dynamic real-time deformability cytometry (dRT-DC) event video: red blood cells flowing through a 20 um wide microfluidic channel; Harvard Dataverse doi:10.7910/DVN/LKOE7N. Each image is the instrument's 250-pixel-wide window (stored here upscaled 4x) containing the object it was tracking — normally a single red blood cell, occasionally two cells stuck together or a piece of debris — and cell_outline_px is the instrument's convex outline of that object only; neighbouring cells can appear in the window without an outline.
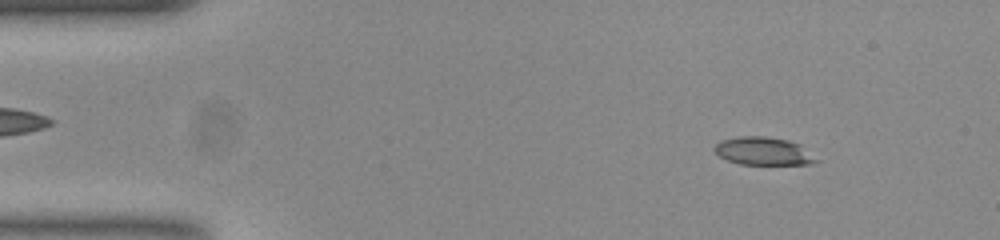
{"species": "common noctule bat (a hibernating species)", "species_latin": "Nyctalus noctula", "temperature_condition": "room temperature", "stored_images_in_passage": 53, "camera_frame_rate_fps": 3000, "um_per_image_px": 0.085, "animal": {"sex": "female", "body_mass_g": 23.0, "forearm_length_mm": 53.4}, "frame": {"image": 1, "passage_image": 6, "time_ms": 1.667, "image_size_px": [1000, 240], "cell_outline_px": [[820, 160], [812, 164], [740, 164], [728, 160], [720, 156], [712, 148], [716, 144], [724, 140], [740, 136], [764, 136], [788, 140], [800, 144]], "centroid_in_image_um": [64.92, 12.85], "position_along_channel_um": 20.1, "area_um2": 16.47}}
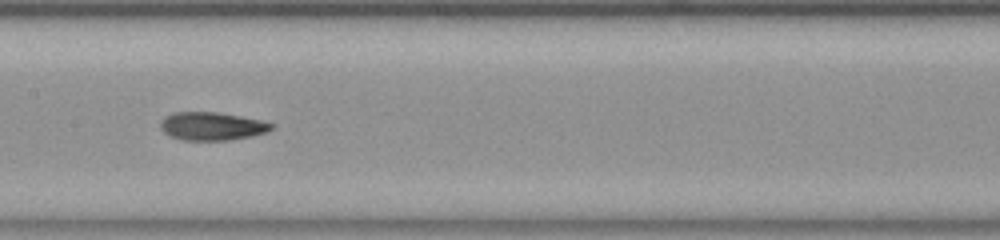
{"frame": {"image": 2, "passage_image": 26, "time_ms": 8.333, "image_size_px": [1000, 240], "cell_outline_px": [[276, 124], [268, 132], [252, 136], [228, 140], [184, 140], [172, 136], [164, 132], [160, 128], [160, 124], [168, 116], [176, 112], [216, 112], [264, 120]], "centroid_in_image_um": [18.1, 10.73], "position_along_channel_um": 189.3, "area_um2": 18.09}}
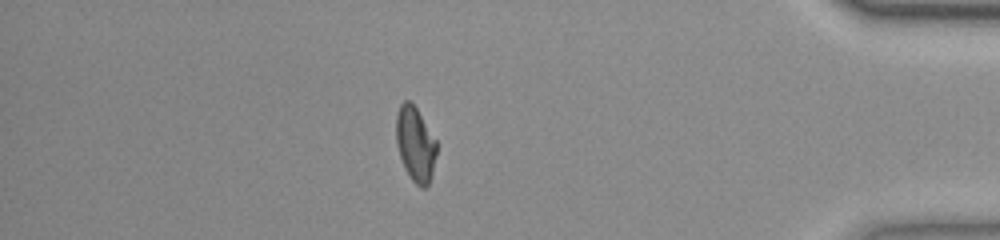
{"frame": {"image": 3, "passage_image": 46, "time_ms": 15.0, "image_size_px": [1000, 240], "cell_outline_px": [[436, 156], [432, 172], [428, 184], [424, 188], [420, 188], [412, 180], [404, 168], [396, 144], [396, 116], [400, 104], [404, 100], [408, 100], [416, 108], [436, 140]], "centroid_in_image_um": [35.29, 12.25], "position_along_channel_um": 399.9, "area_um2": 17.46}, "authors_computed_cell_mechanics": {"area_um2": 17.5712, "velocity_mm_per_s": 3.7927, "shape_relaxation_time_tau1_ms": 10.412, "shape_relaxation_time_tau2_ms": 1.9515, "deformation_change_tau1": 0.2353, "deformation_change_tau2": 0.0828}}